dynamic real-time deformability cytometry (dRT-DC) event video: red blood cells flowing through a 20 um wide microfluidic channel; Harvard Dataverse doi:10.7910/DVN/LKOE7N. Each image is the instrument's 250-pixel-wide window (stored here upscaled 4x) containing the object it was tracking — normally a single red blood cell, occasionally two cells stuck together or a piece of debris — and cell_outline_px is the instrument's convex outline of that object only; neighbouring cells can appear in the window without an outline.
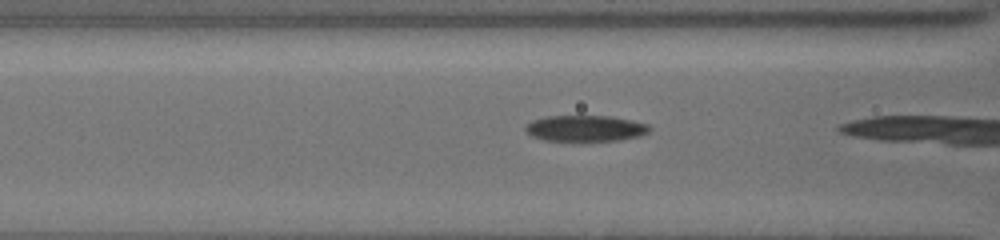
{"species": "common noctule bat (a hibernating species)", "species_latin": "Nyctalus noctula", "temperature_condition": "cold", "stored_images_in_passage": 10, "camera_frame_rate_fps": 3000, "um_per_image_px": 0.085, "animal": {"sex": "female", "body_mass_g": 19.5, "forearm_length_mm": 54.1}, "frame": {"image": 1, "passage_image": 9, "time_ms": 2.667, "image_size_px": [1000, 240], "cell_outline_px": [[652, 128], [648, 132], [640, 136], [616, 140], [544, 140], [532, 136], [524, 128], [532, 120], [544, 116], [612, 116], [632, 120], [648, 124]], "centroid_in_image_um": [49.78, 10.89], "position_along_channel_um": 116.8, "area_um2": 18.67}}